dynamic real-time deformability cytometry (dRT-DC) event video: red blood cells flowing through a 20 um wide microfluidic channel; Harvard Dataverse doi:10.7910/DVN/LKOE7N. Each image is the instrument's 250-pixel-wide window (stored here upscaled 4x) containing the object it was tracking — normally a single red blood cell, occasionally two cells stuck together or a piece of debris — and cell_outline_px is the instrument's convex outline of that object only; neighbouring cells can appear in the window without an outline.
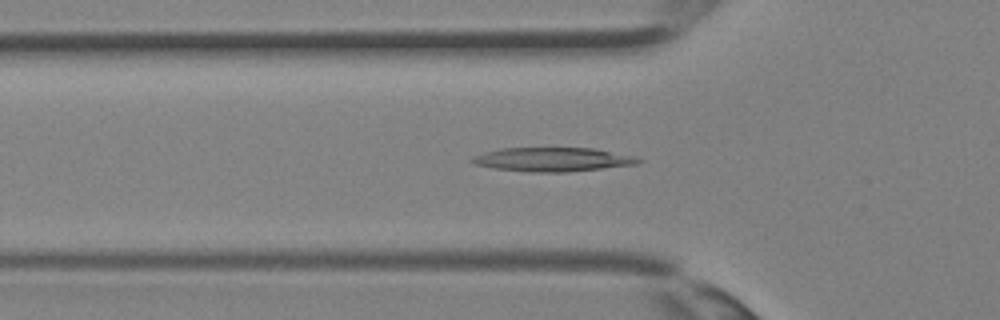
{"species": "Egyptian fruit bat (a non-hibernating species)", "species_latin": "Rousettus aegyptiacus", "temperature_condition": "room temperature", "stored_images_in_passage": 34, "camera_frame_rate_fps": 3000, "um_per_image_px": 0.085, "animal": {"sex": "female"}, "frame": {"image": 1, "passage_image": 10, "time_ms": 3.0, "image_size_px": [1000, 320], "cell_outline_px": [[644, 160], [636, 164], [564, 172], [528, 172], [492, 168], [476, 164], [468, 160], [472, 156], [484, 152], [500, 148], [592, 148], [636, 156]], "centroid_in_image_um": [46.93, 13.55], "position_along_channel_um": 78.9, "area_um2": 23.18}}
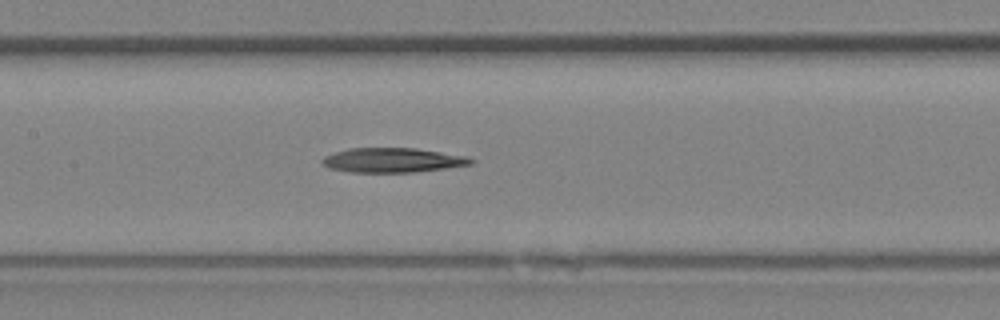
{"frame": {"image": 2, "passage_image": 15, "time_ms": 4.667, "image_size_px": [1000, 320], "cell_outline_px": [[476, 160], [472, 164], [444, 168], [412, 172], [348, 172], [328, 168], [320, 164], [320, 160], [324, 156], [348, 148], [416, 148], [468, 156]], "centroid_in_image_um": [33.34, 13.61], "position_along_channel_um": 174.1, "area_um2": 21.39}}
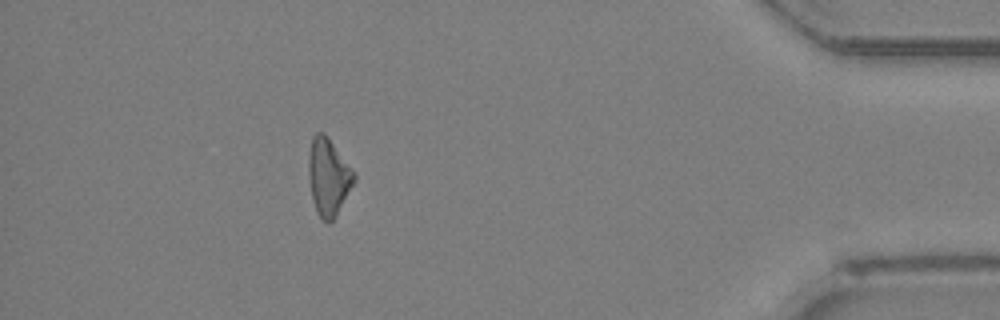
{"frame": {"image": 3, "passage_image": 30, "time_ms": 9.667, "image_size_px": [1000, 320], "cell_outline_px": [[356, 180], [336, 216], [328, 224], [316, 212], [312, 200], [308, 176], [308, 156], [312, 136], [316, 132], [324, 132], [328, 136], [356, 172]], "centroid_in_image_um": [27.92, 15.01], "position_along_channel_um": 407.3, "area_um2": 20.87}}